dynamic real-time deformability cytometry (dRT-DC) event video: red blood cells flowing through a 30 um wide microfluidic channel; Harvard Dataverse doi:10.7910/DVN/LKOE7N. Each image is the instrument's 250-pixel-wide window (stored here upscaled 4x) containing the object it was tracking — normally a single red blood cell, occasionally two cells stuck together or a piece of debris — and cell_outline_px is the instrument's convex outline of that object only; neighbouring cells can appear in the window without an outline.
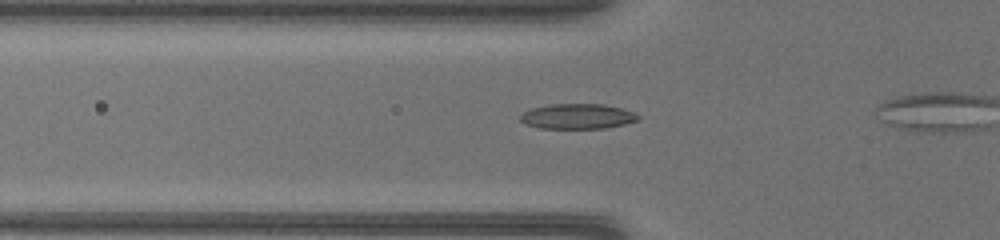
{"species": "common noctule bat (a hibernating species)", "species_latin": "Nyctalus noctula", "temperature_condition": "warm", "stored_images_in_passage": 37, "segment_of_instrument_passage": [1, 2], "camera_frame_rate_fps": 3000, "um_per_image_px": 0.085, "animal": {"sex": "female", "body_mass_g": 17.0, "forearm_length_mm": 48.0}, "frame": {"image": 1, "passage_image": 14, "time_ms": 4.333, "image_size_px": [1000, 240], "cell_outline_px": [[640, 116], [636, 120], [624, 124], [604, 128], [540, 128], [528, 124], [520, 120], [520, 116], [524, 112], [532, 108], [552, 104], [604, 104], [620, 108], [632, 112]], "centroid_in_image_um": [49.08, 9.88], "position_along_channel_um": 76.7, "area_um2": 16.94}}
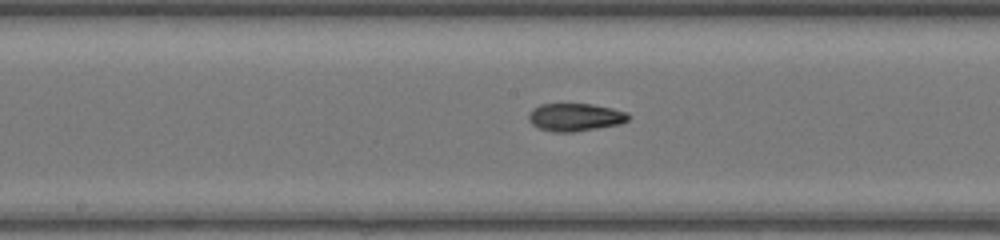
{"frame": {"image": 2, "passage_image": 22, "time_ms": 7.0, "image_size_px": [1000, 240], "cell_outline_px": [[628, 120], [620, 124], [572, 132], [556, 132], [540, 128], [532, 124], [528, 120], [528, 116], [532, 108], [540, 104], [592, 104], [612, 108], [628, 112]], "centroid_in_image_um": [48.88, 9.95], "position_along_channel_um": 199.3, "area_um2": 16.07}}
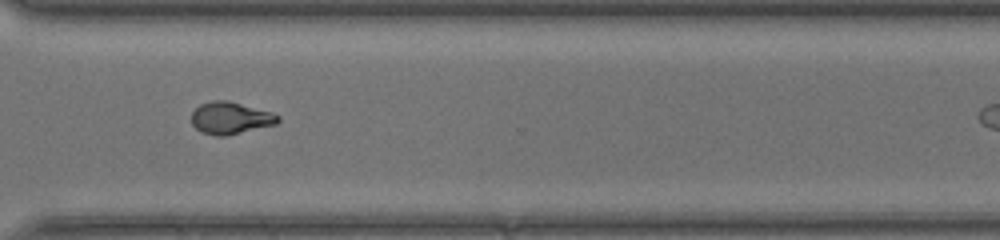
{"frame": {"image": 3, "passage_image": 32, "time_ms": 10.333, "image_size_px": [1000, 240], "cell_outline_px": [[280, 120], [276, 124], [224, 136], [216, 136], [204, 132], [196, 128], [192, 124], [192, 112], [200, 104], [212, 100], [228, 100], [272, 112], [280, 116]], "centroid_in_image_um": [19.6, 10.01], "position_along_channel_um": 351.0, "area_um2": 16.07}}